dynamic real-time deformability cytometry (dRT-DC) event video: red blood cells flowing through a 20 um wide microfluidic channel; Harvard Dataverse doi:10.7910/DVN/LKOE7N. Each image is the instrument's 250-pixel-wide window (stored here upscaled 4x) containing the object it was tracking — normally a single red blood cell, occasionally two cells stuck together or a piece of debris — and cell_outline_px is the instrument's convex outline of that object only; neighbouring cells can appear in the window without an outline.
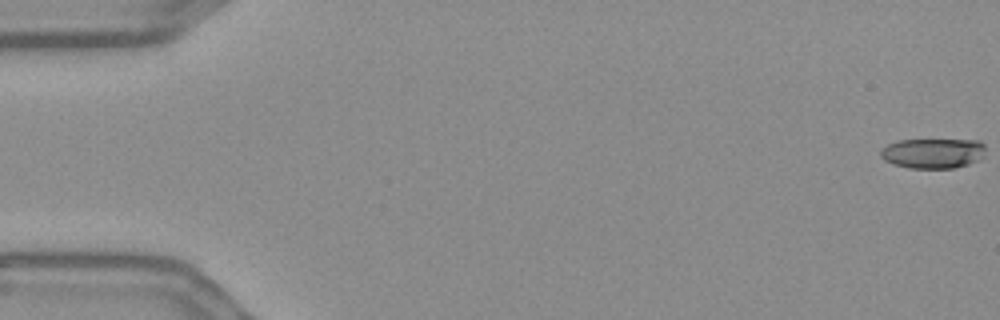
{"species": "Egyptian fruit bat (a non-hibernating species)", "species_latin": "Rousettus aegyptiacus", "temperature_condition": "warm", "stored_images_in_passage": 57, "camera_frame_rate_fps": 3000, "um_per_image_px": 0.085, "frame": {"image": 1, "passage_image": 1, "time_ms": 0.0, "image_size_px": [1000, 320], "cell_outline_px": [[984, 156], [968, 164], [952, 168], [908, 168], [892, 164], [884, 160], [880, 156], [880, 152], [888, 144], [896, 140], [980, 140], [984, 144]], "centroid_in_image_um": [79.28, 13.02], "position_along_channel_um": 5.7, "area_um2": 18.38}}
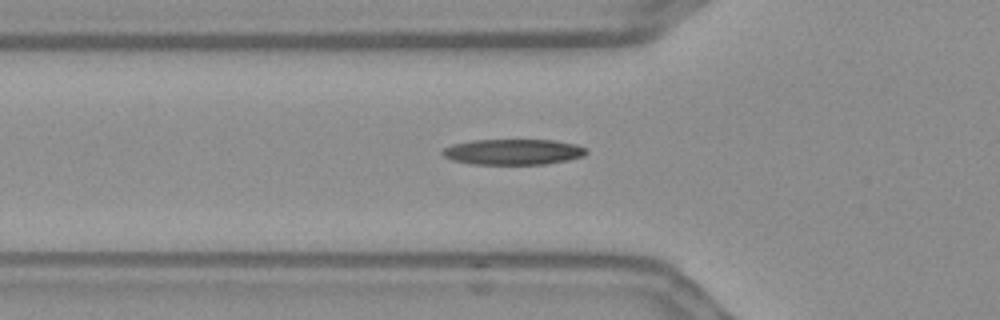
{"frame": {"image": 2, "passage_image": 20, "time_ms": 6.333, "image_size_px": [1000, 320], "cell_outline_px": [[588, 152], [584, 156], [568, 160], [544, 164], [472, 164], [452, 160], [444, 156], [440, 152], [444, 148], [452, 144], [472, 140], [556, 140], [576, 144], [588, 148]], "centroid_in_image_um": [43.64, 12.9], "position_along_channel_um": 82.2, "area_um2": 21.68}}
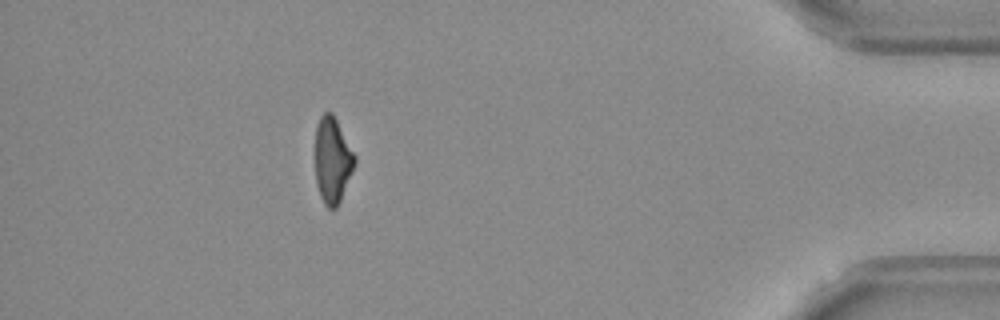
{"frame": {"image": 3, "passage_image": 51, "time_ms": 16.667, "image_size_px": [1000, 320], "cell_outline_px": [[356, 164], [340, 200], [336, 208], [328, 208], [324, 204], [320, 196], [316, 184], [312, 152], [316, 124], [320, 116], [324, 112], [332, 112], [356, 156]], "centroid_in_image_um": [28.2, 13.59], "position_along_channel_um": 407.0, "area_um2": 20.58}, "authors_computed_cell_mechanics": {"area_um2": 20.7502, "velocity_mm_per_s": 3.6412, "shape_relaxation_time_tau1_ms": 7.1572, "shape_relaxation_time_tau2_ms": 7.0047, "deformation_change_tau1": 0.2227, "deformation_change_tau2": 0.1981}}